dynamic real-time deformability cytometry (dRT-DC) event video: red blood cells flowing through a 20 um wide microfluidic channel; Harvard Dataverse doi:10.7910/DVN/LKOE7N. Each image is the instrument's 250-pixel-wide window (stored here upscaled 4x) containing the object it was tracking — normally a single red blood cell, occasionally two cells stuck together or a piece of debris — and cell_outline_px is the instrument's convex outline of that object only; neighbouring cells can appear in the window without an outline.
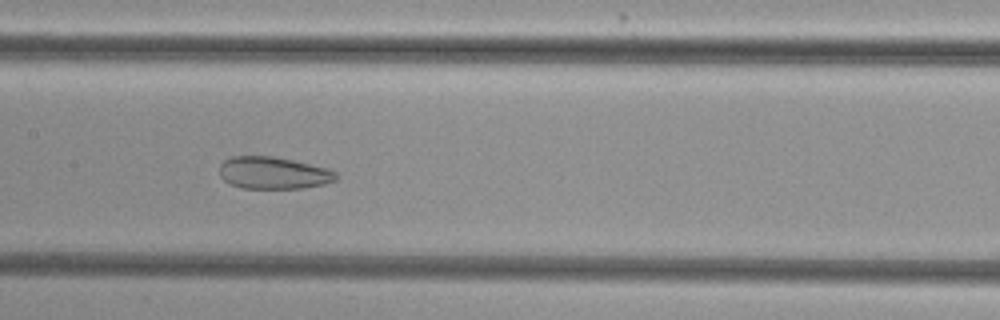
{"species": "common noctule bat (a hibernating species)", "species_latin": "Nyctalus noctula", "temperature_condition": "cold", "stored_images_in_passage": 42, "camera_frame_rate_fps": 3000, "um_per_image_px": 0.085, "animal": {"sex": "female", "body_mass_g": 29.2, "forearm_length_mm": 56.3}, "frame": {"image": 1, "passage_image": 15, "time_ms": 4.667, "image_size_px": [1000, 320], "cell_outline_px": [[340, 176], [336, 180], [324, 184], [304, 188], [240, 188], [228, 184], [220, 176], [220, 164], [224, 160], [232, 156], [272, 156], [292, 160], [328, 168], [336, 172]], "centroid_in_image_um": [23.24, 14.7], "position_along_channel_um": 184.2, "area_um2": 22.02}}
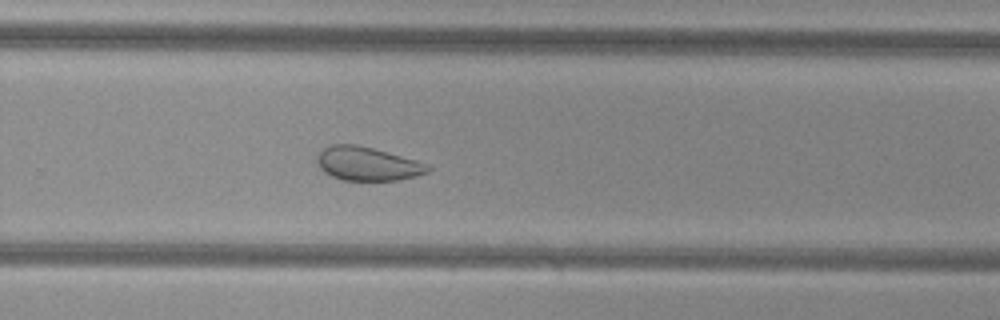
{"frame": {"image": 2, "passage_image": 24, "time_ms": 7.667, "image_size_px": [1000, 320], "cell_outline_px": [[432, 168], [428, 172], [416, 176], [400, 180], [340, 180], [324, 172], [316, 164], [316, 156], [320, 148], [332, 144], [356, 144], [372, 148], [416, 160], [428, 164]], "centroid_in_image_um": [31.18, 13.91], "position_along_channel_um": 298.6, "area_um2": 21.96}}
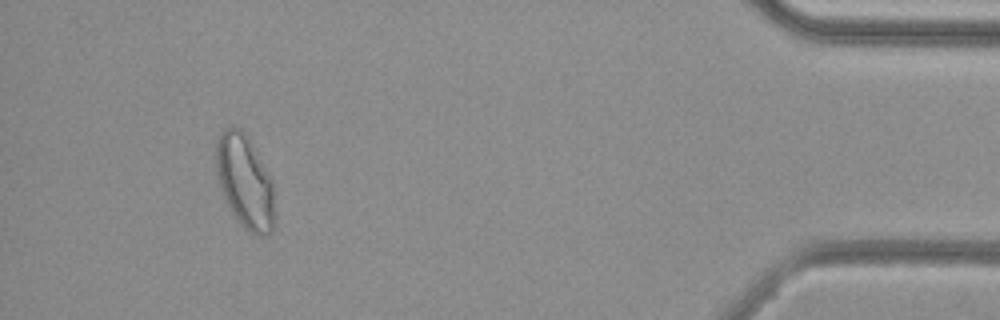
{"frame": {"image": 3, "passage_image": 38, "time_ms": 12.333, "image_size_px": [1000, 320], "cell_outline_px": [[276, 228], [268, 236], [256, 236], [248, 232], [240, 224], [224, 200], [220, 188], [216, 172], [216, 144], [220, 132], [224, 128], [232, 124], [240, 128], [248, 136], [272, 180], [276, 216]], "centroid_in_image_um": [20.84, 15.48], "position_along_channel_um": 414.4, "area_um2": 32.83}, "authors_computed_cell_mechanics": {"area_um2": 26.5302, "velocity_mm_per_s": 3.8216, "shape_relaxation_time_tau1_ms": null, "shape_relaxation_time_tau2_ms": 1.6569, "deformation_change_tau1": null, "deformation_change_tau2": 0.0839}}